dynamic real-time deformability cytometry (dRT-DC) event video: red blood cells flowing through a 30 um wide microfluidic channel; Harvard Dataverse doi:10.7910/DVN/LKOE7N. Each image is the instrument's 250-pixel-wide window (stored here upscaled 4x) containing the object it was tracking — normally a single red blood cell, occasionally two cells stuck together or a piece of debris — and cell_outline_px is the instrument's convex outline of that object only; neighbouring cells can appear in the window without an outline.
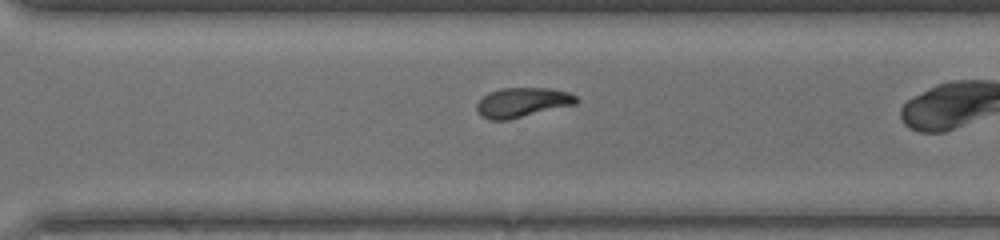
{"species": "common noctule bat (a hibernating species)", "species_latin": "Nyctalus noctula", "temperature_condition": "warm", "stored_images_in_passage": 32, "camera_frame_rate_fps": 3000, "um_per_image_px": 0.085, "animal": {"sex": "female", "body_mass_g": 17.0, "forearm_length_mm": 48.0}, "frame": {"image": 1, "passage_image": 28, "time_ms": 9.0, "image_size_px": [1000, 240], "cell_outline_px": [[580, 100], [576, 104], [508, 120], [488, 120], [480, 116], [476, 108], [476, 104], [488, 92], [500, 88], [552, 88], [568, 92], [576, 96]], "centroid_in_image_um": [44.39, 8.71], "position_along_channel_um": 326.2, "area_um2": 17.34}}